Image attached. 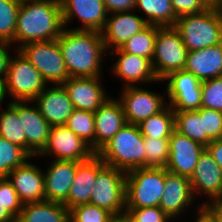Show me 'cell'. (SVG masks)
<instances>
[{
  "mask_svg": "<svg viewBox=\"0 0 222 222\" xmlns=\"http://www.w3.org/2000/svg\"><path fill=\"white\" fill-rule=\"evenodd\" d=\"M69 77L102 75V65L108 54L99 31L64 28L57 39Z\"/></svg>",
  "mask_w": 222,
  "mask_h": 222,
  "instance_id": "cell-1",
  "label": "cell"
},
{
  "mask_svg": "<svg viewBox=\"0 0 222 222\" xmlns=\"http://www.w3.org/2000/svg\"><path fill=\"white\" fill-rule=\"evenodd\" d=\"M64 29L60 0L22 1L16 21L17 50L31 42L57 40ZM15 43V44H14Z\"/></svg>",
  "mask_w": 222,
  "mask_h": 222,
  "instance_id": "cell-2",
  "label": "cell"
},
{
  "mask_svg": "<svg viewBox=\"0 0 222 222\" xmlns=\"http://www.w3.org/2000/svg\"><path fill=\"white\" fill-rule=\"evenodd\" d=\"M96 154L107 166L124 172L145 167L144 137L138 125L125 124Z\"/></svg>",
  "mask_w": 222,
  "mask_h": 222,
  "instance_id": "cell-3",
  "label": "cell"
},
{
  "mask_svg": "<svg viewBox=\"0 0 222 222\" xmlns=\"http://www.w3.org/2000/svg\"><path fill=\"white\" fill-rule=\"evenodd\" d=\"M178 30L188 51L204 49L222 43V18L215 8L177 18Z\"/></svg>",
  "mask_w": 222,
  "mask_h": 222,
  "instance_id": "cell-4",
  "label": "cell"
},
{
  "mask_svg": "<svg viewBox=\"0 0 222 222\" xmlns=\"http://www.w3.org/2000/svg\"><path fill=\"white\" fill-rule=\"evenodd\" d=\"M165 187V168L141 167L126 172V209L159 206Z\"/></svg>",
  "mask_w": 222,
  "mask_h": 222,
  "instance_id": "cell-5",
  "label": "cell"
},
{
  "mask_svg": "<svg viewBox=\"0 0 222 222\" xmlns=\"http://www.w3.org/2000/svg\"><path fill=\"white\" fill-rule=\"evenodd\" d=\"M13 53L4 78L5 94L10 101H33L48 84L19 50L15 48Z\"/></svg>",
  "mask_w": 222,
  "mask_h": 222,
  "instance_id": "cell-6",
  "label": "cell"
},
{
  "mask_svg": "<svg viewBox=\"0 0 222 222\" xmlns=\"http://www.w3.org/2000/svg\"><path fill=\"white\" fill-rule=\"evenodd\" d=\"M188 50L174 26H157L152 65L158 80L170 73L184 70Z\"/></svg>",
  "mask_w": 222,
  "mask_h": 222,
  "instance_id": "cell-7",
  "label": "cell"
},
{
  "mask_svg": "<svg viewBox=\"0 0 222 222\" xmlns=\"http://www.w3.org/2000/svg\"><path fill=\"white\" fill-rule=\"evenodd\" d=\"M18 50L41 73L48 85H62L69 78L57 40L27 43Z\"/></svg>",
  "mask_w": 222,
  "mask_h": 222,
  "instance_id": "cell-8",
  "label": "cell"
},
{
  "mask_svg": "<svg viewBox=\"0 0 222 222\" xmlns=\"http://www.w3.org/2000/svg\"><path fill=\"white\" fill-rule=\"evenodd\" d=\"M126 172L105 165L98 173L89 204L103 208L113 215L126 212Z\"/></svg>",
  "mask_w": 222,
  "mask_h": 222,
  "instance_id": "cell-9",
  "label": "cell"
},
{
  "mask_svg": "<svg viewBox=\"0 0 222 222\" xmlns=\"http://www.w3.org/2000/svg\"><path fill=\"white\" fill-rule=\"evenodd\" d=\"M96 154L83 139L65 125L52 126L47 144L37 157L82 162ZM53 156V157H52Z\"/></svg>",
  "mask_w": 222,
  "mask_h": 222,
  "instance_id": "cell-10",
  "label": "cell"
},
{
  "mask_svg": "<svg viewBox=\"0 0 222 222\" xmlns=\"http://www.w3.org/2000/svg\"><path fill=\"white\" fill-rule=\"evenodd\" d=\"M164 95L139 86L122 87L120 101L127 123L138 125L167 105Z\"/></svg>",
  "mask_w": 222,
  "mask_h": 222,
  "instance_id": "cell-11",
  "label": "cell"
},
{
  "mask_svg": "<svg viewBox=\"0 0 222 222\" xmlns=\"http://www.w3.org/2000/svg\"><path fill=\"white\" fill-rule=\"evenodd\" d=\"M167 104L173 111H192L201 107L202 82L185 70L175 71L165 77Z\"/></svg>",
  "mask_w": 222,
  "mask_h": 222,
  "instance_id": "cell-12",
  "label": "cell"
},
{
  "mask_svg": "<svg viewBox=\"0 0 222 222\" xmlns=\"http://www.w3.org/2000/svg\"><path fill=\"white\" fill-rule=\"evenodd\" d=\"M9 103L18 111L26 137V153L31 158H36L47 144L51 126L33 101H10Z\"/></svg>",
  "mask_w": 222,
  "mask_h": 222,
  "instance_id": "cell-13",
  "label": "cell"
},
{
  "mask_svg": "<svg viewBox=\"0 0 222 222\" xmlns=\"http://www.w3.org/2000/svg\"><path fill=\"white\" fill-rule=\"evenodd\" d=\"M192 192L209 200L203 201V208L222 199V170L207 149L200 155L199 161L190 177Z\"/></svg>",
  "mask_w": 222,
  "mask_h": 222,
  "instance_id": "cell-14",
  "label": "cell"
},
{
  "mask_svg": "<svg viewBox=\"0 0 222 222\" xmlns=\"http://www.w3.org/2000/svg\"><path fill=\"white\" fill-rule=\"evenodd\" d=\"M108 54L111 57H118L111 68V73L119 80H123L124 87L161 82L154 72L150 59L124 53L119 48L109 51Z\"/></svg>",
  "mask_w": 222,
  "mask_h": 222,
  "instance_id": "cell-15",
  "label": "cell"
},
{
  "mask_svg": "<svg viewBox=\"0 0 222 222\" xmlns=\"http://www.w3.org/2000/svg\"><path fill=\"white\" fill-rule=\"evenodd\" d=\"M64 28L76 19L81 26L75 30H92L101 32L106 24L108 11L103 0H60Z\"/></svg>",
  "mask_w": 222,
  "mask_h": 222,
  "instance_id": "cell-16",
  "label": "cell"
},
{
  "mask_svg": "<svg viewBox=\"0 0 222 222\" xmlns=\"http://www.w3.org/2000/svg\"><path fill=\"white\" fill-rule=\"evenodd\" d=\"M102 76L69 77L62 86L73 103L74 109L95 112L111 95L105 91Z\"/></svg>",
  "mask_w": 222,
  "mask_h": 222,
  "instance_id": "cell-17",
  "label": "cell"
},
{
  "mask_svg": "<svg viewBox=\"0 0 222 222\" xmlns=\"http://www.w3.org/2000/svg\"><path fill=\"white\" fill-rule=\"evenodd\" d=\"M188 177L172 173L165 168V187L159 207L171 218H179L195 203ZM194 200V201H193Z\"/></svg>",
  "mask_w": 222,
  "mask_h": 222,
  "instance_id": "cell-18",
  "label": "cell"
},
{
  "mask_svg": "<svg viewBox=\"0 0 222 222\" xmlns=\"http://www.w3.org/2000/svg\"><path fill=\"white\" fill-rule=\"evenodd\" d=\"M134 11L108 13L105 27L101 31L107 52L121 47L134 34L148 25L146 20L133 13Z\"/></svg>",
  "mask_w": 222,
  "mask_h": 222,
  "instance_id": "cell-19",
  "label": "cell"
},
{
  "mask_svg": "<svg viewBox=\"0 0 222 222\" xmlns=\"http://www.w3.org/2000/svg\"><path fill=\"white\" fill-rule=\"evenodd\" d=\"M205 149L206 147L174 130L169 138V161L165 168L190 179Z\"/></svg>",
  "mask_w": 222,
  "mask_h": 222,
  "instance_id": "cell-20",
  "label": "cell"
},
{
  "mask_svg": "<svg viewBox=\"0 0 222 222\" xmlns=\"http://www.w3.org/2000/svg\"><path fill=\"white\" fill-rule=\"evenodd\" d=\"M32 163L27 160L22 166L12 170L7 177L22 204L45 200L44 172L41 167Z\"/></svg>",
  "mask_w": 222,
  "mask_h": 222,
  "instance_id": "cell-21",
  "label": "cell"
},
{
  "mask_svg": "<svg viewBox=\"0 0 222 222\" xmlns=\"http://www.w3.org/2000/svg\"><path fill=\"white\" fill-rule=\"evenodd\" d=\"M33 103L51 127L65 125L74 111L73 103L62 85L47 86Z\"/></svg>",
  "mask_w": 222,
  "mask_h": 222,
  "instance_id": "cell-22",
  "label": "cell"
},
{
  "mask_svg": "<svg viewBox=\"0 0 222 222\" xmlns=\"http://www.w3.org/2000/svg\"><path fill=\"white\" fill-rule=\"evenodd\" d=\"M77 161L53 160L44 171L45 200L63 203L70 193Z\"/></svg>",
  "mask_w": 222,
  "mask_h": 222,
  "instance_id": "cell-23",
  "label": "cell"
},
{
  "mask_svg": "<svg viewBox=\"0 0 222 222\" xmlns=\"http://www.w3.org/2000/svg\"><path fill=\"white\" fill-rule=\"evenodd\" d=\"M95 153L127 124L122 104L109 97L95 112Z\"/></svg>",
  "mask_w": 222,
  "mask_h": 222,
  "instance_id": "cell-24",
  "label": "cell"
},
{
  "mask_svg": "<svg viewBox=\"0 0 222 222\" xmlns=\"http://www.w3.org/2000/svg\"><path fill=\"white\" fill-rule=\"evenodd\" d=\"M105 165L97 154H94L90 159L79 162L70 193L63 202L69 210L79 205L89 204L97 173Z\"/></svg>",
  "mask_w": 222,
  "mask_h": 222,
  "instance_id": "cell-25",
  "label": "cell"
},
{
  "mask_svg": "<svg viewBox=\"0 0 222 222\" xmlns=\"http://www.w3.org/2000/svg\"><path fill=\"white\" fill-rule=\"evenodd\" d=\"M184 70L201 82L222 76V43L188 51Z\"/></svg>",
  "mask_w": 222,
  "mask_h": 222,
  "instance_id": "cell-26",
  "label": "cell"
},
{
  "mask_svg": "<svg viewBox=\"0 0 222 222\" xmlns=\"http://www.w3.org/2000/svg\"><path fill=\"white\" fill-rule=\"evenodd\" d=\"M16 222H70L69 209L63 203L47 200L26 203Z\"/></svg>",
  "mask_w": 222,
  "mask_h": 222,
  "instance_id": "cell-27",
  "label": "cell"
},
{
  "mask_svg": "<svg viewBox=\"0 0 222 222\" xmlns=\"http://www.w3.org/2000/svg\"><path fill=\"white\" fill-rule=\"evenodd\" d=\"M141 10L148 24L159 27L174 26L177 16L171 0H135L134 10Z\"/></svg>",
  "mask_w": 222,
  "mask_h": 222,
  "instance_id": "cell-28",
  "label": "cell"
},
{
  "mask_svg": "<svg viewBox=\"0 0 222 222\" xmlns=\"http://www.w3.org/2000/svg\"><path fill=\"white\" fill-rule=\"evenodd\" d=\"M143 137L170 138L175 130L173 109L167 104L161 111L138 124Z\"/></svg>",
  "mask_w": 222,
  "mask_h": 222,
  "instance_id": "cell-29",
  "label": "cell"
},
{
  "mask_svg": "<svg viewBox=\"0 0 222 222\" xmlns=\"http://www.w3.org/2000/svg\"><path fill=\"white\" fill-rule=\"evenodd\" d=\"M175 130L204 147L212 141L204 131L203 118L196 110L174 111Z\"/></svg>",
  "mask_w": 222,
  "mask_h": 222,
  "instance_id": "cell-30",
  "label": "cell"
},
{
  "mask_svg": "<svg viewBox=\"0 0 222 222\" xmlns=\"http://www.w3.org/2000/svg\"><path fill=\"white\" fill-rule=\"evenodd\" d=\"M156 35L157 26L148 24L140 32L134 34L119 49L124 53L141 56L152 61Z\"/></svg>",
  "mask_w": 222,
  "mask_h": 222,
  "instance_id": "cell-31",
  "label": "cell"
},
{
  "mask_svg": "<svg viewBox=\"0 0 222 222\" xmlns=\"http://www.w3.org/2000/svg\"><path fill=\"white\" fill-rule=\"evenodd\" d=\"M0 112V137L21 147L26 152V137L18 111L8 102L5 109Z\"/></svg>",
  "mask_w": 222,
  "mask_h": 222,
  "instance_id": "cell-32",
  "label": "cell"
},
{
  "mask_svg": "<svg viewBox=\"0 0 222 222\" xmlns=\"http://www.w3.org/2000/svg\"><path fill=\"white\" fill-rule=\"evenodd\" d=\"M65 126L90 145L95 152L94 112L74 109Z\"/></svg>",
  "mask_w": 222,
  "mask_h": 222,
  "instance_id": "cell-33",
  "label": "cell"
},
{
  "mask_svg": "<svg viewBox=\"0 0 222 222\" xmlns=\"http://www.w3.org/2000/svg\"><path fill=\"white\" fill-rule=\"evenodd\" d=\"M30 159L21 147L0 137V178H7L12 170Z\"/></svg>",
  "mask_w": 222,
  "mask_h": 222,
  "instance_id": "cell-34",
  "label": "cell"
},
{
  "mask_svg": "<svg viewBox=\"0 0 222 222\" xmlns=\"http://www.w3.org/2000/svg\"><path fill=\"white\" fill-rule=\"evenodd\" d=\"M20 5L18 0H0V41L12 43L15 40Z\"/></svg>",
  "mask_w": 222,
  "mask_h": 222,
  "instance_id": "cell-35",
  "label": "cell"
},
{
  "mask_svg": "<svg viewBox=\"0 0 222 222\" xmlns=\"http://www.w3.org/2000/svg\"><path fill=\"white\" fill-rule=\"evenodd\" d=\"M145 167L165 168L169 161V138L144 137Z\"/></svg>",
  "mask_w": 222,
  "mask_h": 222,
  "instance_id": "cell-36",
  "label": "cell"
},
{
  "mask_svg": "<svg viewBox=\"0 0 222 222\" xmlns=\"http://www.w3.org/2000/svg\"><path fill=\"white\" fill-rule=\"evenodd\" d=\"M113 216L109 211L92 204H83L69 210L70 222H108Z\"/></svg>",
  "mask_w": 222,
  "mask_h": 222,
  "instance_id": "cell-37",
  "label": "cell"
},
{
  "mask_svg": "<svg viewBox=\"0 0 222 222\" xmlns=\"http://www.w3.org/2000/svg\"><path fill=\"white\" fill-rule=\"evenodd\" d=\"M201 107L222 111V76L201 85Z\"/></svg>",
  "mask_w": 222,
  "mask_h": 222,
  "instance_id": "cell-38",
  "label": "cell"
},
{
  "mask_svg": "<svg viewBox=\"0 0 222 222\" xmlns=\"http://www.w3.org/2000/svg\"><path fill=\"white\" fill-rule=\"evenodd\" d=\"M203 118L204 131L211 140L222 139V111L200 107L196 110Z\"/></svg>",
  "mask_w": 222,
  "mask_h": 222,
  "instance_id": "cell-39",
  "label": "cell"
},
{
  "mask_svg": "<svg viewBox=\"0 0 222 222\" xmlns=\"http://www.w3.org/2000/svg\"><path fill=\"white\" fill-rule=\"evenodd\" d=\"M133 222H169L171 218L159 207L126 209Z\"/></svg>",
  "mask_w": 222,
  "mask_h": 222,
  "instance_id": "cell-40",
  "label": "cell"
},
{
  "mask_svg": "<svg viewBox=\"0 0 222 222\" xmlns=\"http://www.w3.org/2000/svg\"><path fill=\"white\" fill-rule=\"evenodd\" d=\"M1 200L4 207L17 219L23 204L8 178H1Z\"/></svg>",
  "mask_w": 222,
  "mask_h": 222,
  "instance_id": "cell-41",
  "label": "cell"
},
{
  "mask_svg": "<svg viewBox=\"0 0 222 222\" xmlns=\"http://www.w3.org/2000/svg\"><path fill=\"white\" fill-rule=\"evenodd\" d=\"M171 3L177 17L200 13L207 9L201 0H171Z\"/></svg>",
  "mask_w": 222,
  "mask_h": 222,
  "instance_id": "cell-42",
  "label": "cell"
},
{
  "mask_svg": "<svg viewBox=\"0 0 222 222\" xmlns=\"http://www.w3.org/2000/svg\"><path fill=\"white\" fill-rule=\"evenodd\" d=\"M108 13L131 11L135 8V0H103Z\"/></svg>",
  "mask_w": 222,
  "mask_h": 222,
  "instance_id": "cell-43",
  "label": "cell"
},
{
  "mask_svg": "<svg viewBox=\"0 0 222 222\" xmlns=\"http://www.w3.org/2000/svg\"><path fill=\"white\" fill-rule=\"evenodd\" d=\"M11 46L13 45L9 42L0 41V78L2 79H4L7 75L9 62L12 57L10 54Z\"/></svg>",
  "mask_w": 222,
  "mask_h": 222,
  "instance_id": "cell-44",
  "label": "cell"
},
{
  "mask_svg": "<svg viewBox=\"0 0 222 222\" xmlns=\"http://www.w3.org/2000/svg\"><path fill=\"white\" fill-rule=\"evenodd\" d=\"M222 170V139L212 140L206 147Z\"/></svg>",
  "mask_w": 222,
  "mask_h": 222,
  "instance_id": "cell-45",
  "label": "cell"
},
{
  "mask_svg": "<svg viewBox=\"0 0 222 222\" xmlns=\"http://www.w3.org/2000/svg\"><path fill=\"white\" fill-rule=\"evenodd\" d=\"M197 216L194 222H218L215 217L199 203L197 205Z\"/></svg>",
  "mask_w": 222,
  "mask_h": 222,
  "instance_id": "cell-46",
  "label": "cell"
},
{
  "mask_svg": "<svg viewBox=\"0 0 222 222\" xmlns=\"http://www.w3.org/2000/svg\"><path fill=\"white\" fill-rule=\"evenodd\" d=\"M218 222H222V199L217 200L205 207Z\"/></svg>",
  "mask_w": 222,
  "mask_h": 222,
  "instance_id": "cell-47",
  "label": "cell"
},
{
  "mask_svg": "<svg viewBox=\"0 0 222 222\" xmlns=\"http://www.w3.org/2000/svg\"><path fill=\"white\" fill-rule=\"evenodd\" d=\"M0 222H16V218L4 207L1 200V178H0Z\"/></svg>",
  "mask_w": 222,
  "mask_h": 222,
  "instance_id": "cell-48",
  "label": "cell"
},
{
  "mask_svg": "<svg viewBox=\"0 0 222 222\" xmlns=\"http://www.w3.org/2000/svg\"><path fill=\"white\" fill-rule=\"evenodd\" d=\"M108 222H133L131 217L125 212L122 214L113 215Z\"/></svg>",
  "mask_w": 222,
  "mask_h": 222,
  "instance_id": "cell-49",
  "label": "cell"
},
{
  "mask_svg": "<svg viewBox=\"0 0 222 222\" xmlns=\"http://www.w3.org/2000/svg\"><path fill=\"white\" fill-rule=\"evenodd\" d=\"M5 98H7V97L5 94L4 79L0 78V106L3 105Z\"/></svg>",
  "mask_w": 222,
  "mask_h": 222,
  "instance_id": "cell-50",
  "label": "cell"
},
{
  "mask_svg": "<svg viewBox=\"0 0 222 222\" xmlns=\"http://www.w3.org/2000/svg\"><path fill=\"white\" fill-rule=\"evenodd\" d=\"M207 8H215L218 0H201Z\"/></svg>",
  "mask_w": 222,
  "mask_h": 222,
  "instance_id": "cell-51",
  "label": "cell"
},
{
  "mask_svg": "<svg viewBox=\"0 0 222 222\" xmlns=\"http://www.w3.org/2000/svg\"><path fill=\"white\" fill-rule=\"evenodd\" d=\"M215 9L219 16L222 18V0H218L217 5L215 6Z\"/></svg>",
  "mask_w": 222,
  "mask_h": 222,
  "instance_id": "cell-52",
  "label": "cell"
}]
</instances>
